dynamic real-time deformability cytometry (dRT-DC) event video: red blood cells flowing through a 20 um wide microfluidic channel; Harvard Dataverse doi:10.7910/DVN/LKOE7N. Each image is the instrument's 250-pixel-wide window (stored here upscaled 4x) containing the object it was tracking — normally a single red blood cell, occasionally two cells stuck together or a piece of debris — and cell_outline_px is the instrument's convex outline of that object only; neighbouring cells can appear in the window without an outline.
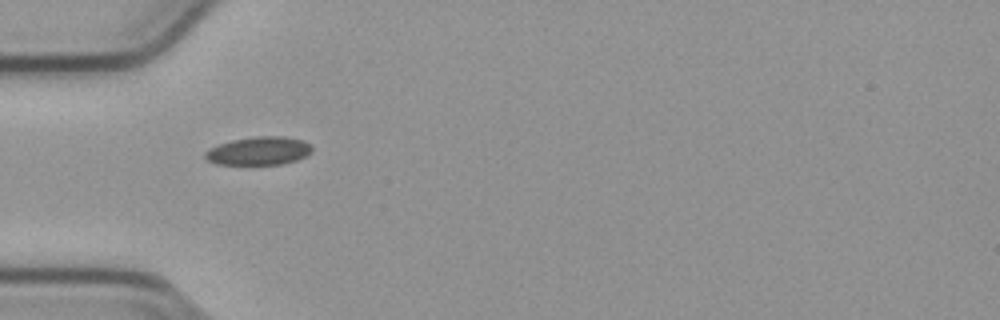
{"species": "common noctule bat (a hibernating species)", "species_latin": "Nyctalus noctula", "temperature_condition": "cold", "stored_images_in_passage": 31, "camera_frame_rate_fps": 3000, "um_per_image_px": 0.085, "animal": {"sex": "male", "body_mass_g": 23.1, "forearm_length_mm": 52.7}, "frame": {"image": 1, "passage_image": 1, "time_ms": 0.0, "image_size_px": [1000, 320], "cell_outline_px": [[312, 152], [296, 160], [284, 164], [216, 164], [208, 160], [204, 156], [204, 152], [208, 148], [232, 140], [256, 136], [284, 136], [304, 140], [312, 144]], "centroid_in_image_um": [22.02, 12.82], "position_along_channel_um": 63.0, "area_um2": 17.69}}
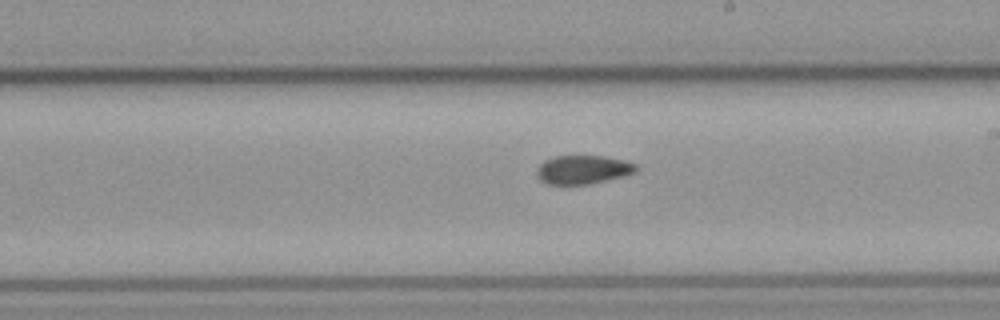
{"frame": {"image": 2, "passage_image": 15, "time_ms": 4.667, "image_size_px": [1000, 320], "cell_outline_px": [[636, 172], [588, 184], [548, 184], [540, 180], [536, 176], [536, 168], [544, 160], [552, 156], [604, 156], [624, 160], [636, 164]], "centroid_in_image_um": [49.48, 14.4], "position_along_channel_um": 239.5, "area_um2": 16.47}}
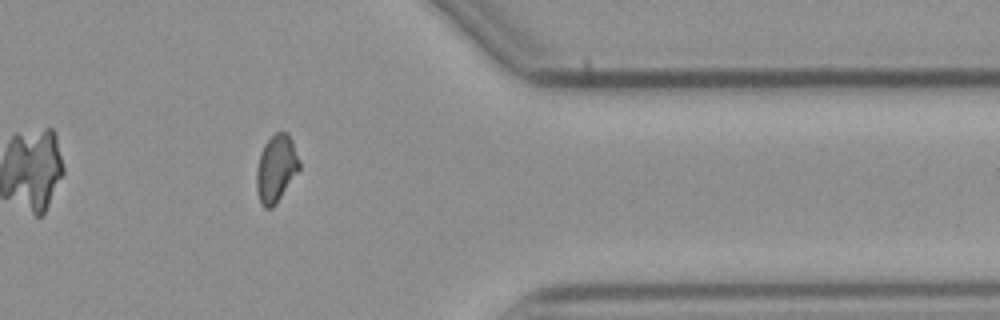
{"frame": {"image": 3, "passage_image": 28, "time_ms": 9.0, "image_size_px": [1000, 320], "cell_outline_px": [[300, 168], [276, 204], [272, 208], [264, 208], [260, 204], [256, 188], [256, 168], [260, 152], [264, 144], [276, 132], [288, 132], [292, 140], [300, 160]], "centroid_in_image_um": [23.46, 14.33], "position_along_channel_um": 387.9, "area_um2": 16.94}, "authors_computed_cell_mechanics": {"area_um2": 17.1666, "velocity_mm_per_s": 3.7975, "shape_relaxation_time_tau1_ms": null, "shape_relaxation_time_tau2_ms": 6.4609, "deformation_change_tau1": null, "deformation_change_tau2": 0.0831}}